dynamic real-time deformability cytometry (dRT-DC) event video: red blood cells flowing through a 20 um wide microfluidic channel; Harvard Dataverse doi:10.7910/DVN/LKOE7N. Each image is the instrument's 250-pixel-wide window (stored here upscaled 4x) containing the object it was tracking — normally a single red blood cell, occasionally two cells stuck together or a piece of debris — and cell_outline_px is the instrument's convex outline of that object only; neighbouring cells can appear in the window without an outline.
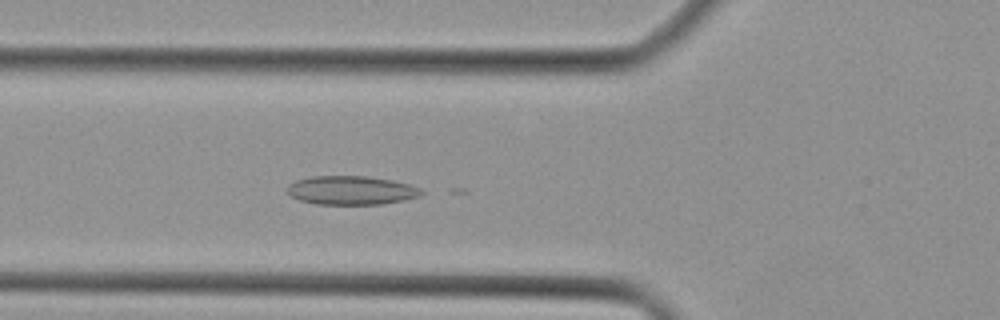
{"species": "Egyptian fruit bat (a non-hibernating species)", "species_latin": "Rousettus aegyptiacus", "temperature_condition": "cold", "stored_images_in_passage": 28, "camera_frame_rate_fps": 3000, "um_per_image_px": 0.085, "animal": {"sex": "female"}, "frame": {"image": 1, "passage_image": 14, "time_ms": 4.333, "image_size_px": [1000, 320], "cell_outline_px": [[424, 192], [420, 196], [404, 200], [384, 204], [316, 204], [300, 200], [292, 196], [288, 192], [288, 184], [296, 180], [312, 176], [368, 176], [392, 180], [408, 184], [420, 188]], "centroid_in_image_um": [29.87, 16.17], "position_along_channel_um": 95.9, "area_um2": 22.48}}
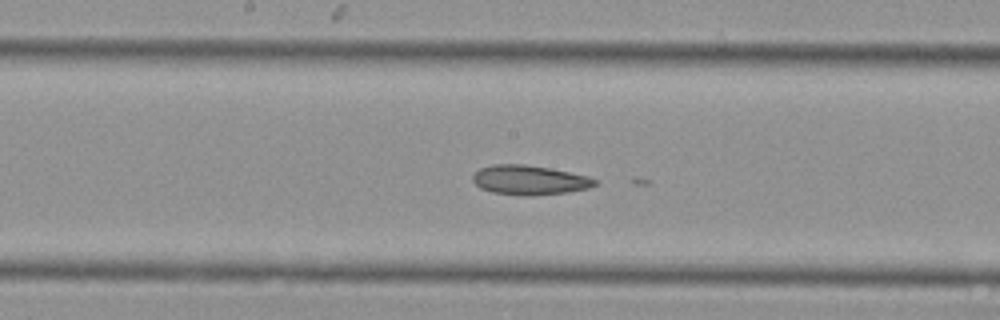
{"frame": {"image": 2, "passage_image": 21, "time_ms": 6.667, "image_size_px": [1000, 320], "cell_outline_px": [[600, 180], [596, 184], [588, 188], [568, 192], [532, 196], [520, 196], [492, 192], [480, 188], [472, 180], [472, 176], [480, 168], [492, 164], [524, 164], [548, 168], [588, 176]], "centroid_in_image_um": [45.0, 15.31], "position_along_channel_um": 203.2, "area_um2": 21.1}}
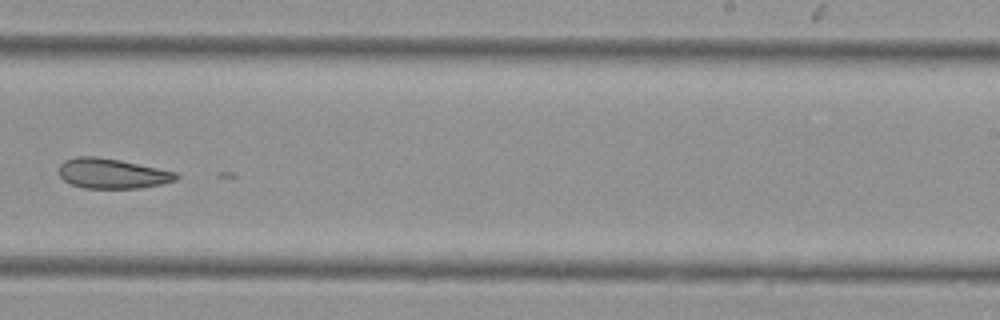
{"frame": {"image": 3, "passage_image": 26, "time_ms": 8.333, "image_size_px": [1000, 320], "cell_outline_px": [[180, 176], [176, 180], [160, 184], [140, 188], [84, 188], [72, 184], [64, 180], [60, 176], [60, 164], [64, 160], [76, 156], [96, 156], [120, 160], [176, 172]], "centroid_in_image_um": [9.53, 14.74], "position_along_channel_um": 279.5, "area_um2": 20.4}}